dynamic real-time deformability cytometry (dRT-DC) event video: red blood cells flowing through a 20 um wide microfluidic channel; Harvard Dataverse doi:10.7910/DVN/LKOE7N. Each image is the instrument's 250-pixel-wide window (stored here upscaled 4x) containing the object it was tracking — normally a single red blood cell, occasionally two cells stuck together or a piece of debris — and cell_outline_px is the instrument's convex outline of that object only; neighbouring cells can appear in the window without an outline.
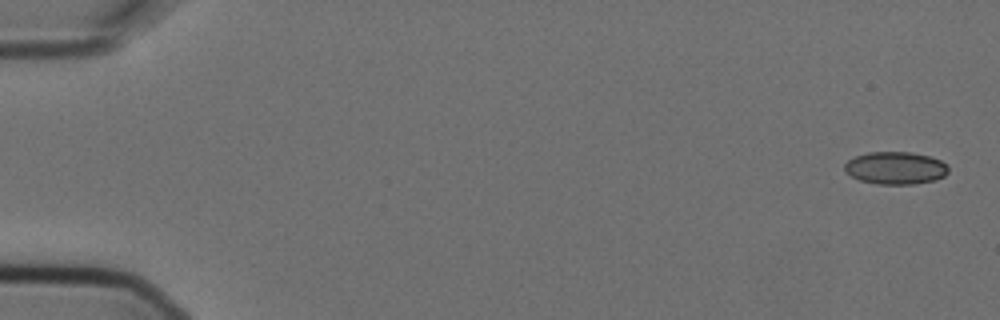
{"species": "Egyptian fruit bat (a non-hibernating species)", "species_latin": "Rousettus aegyptiacus", "temperature_condition": "cold", "stored_images_in_passage": 4, "camera_frame_rate_fps": 3000, "um_per_image_px": 0.085, "animal": {"sex": "female"}, "frame": {"image": 1, "passage_image": 1, "time_ms": 0.0, "image_size_px": [1000, 320], "cell_outline_px": [[948, 172], [944, 176], [936, 180], [916, 184], [876, 184], [860, 180], [844, 172], [844, 164], [848, 160], [856, 156], [868, 152], [912, 152], [928, 156], [940, 160], [948, 168]], "centroid_in_image_um": [76.1, 14.28], "position_along_channel_um": 8.9, "area_um2": 19.71}}
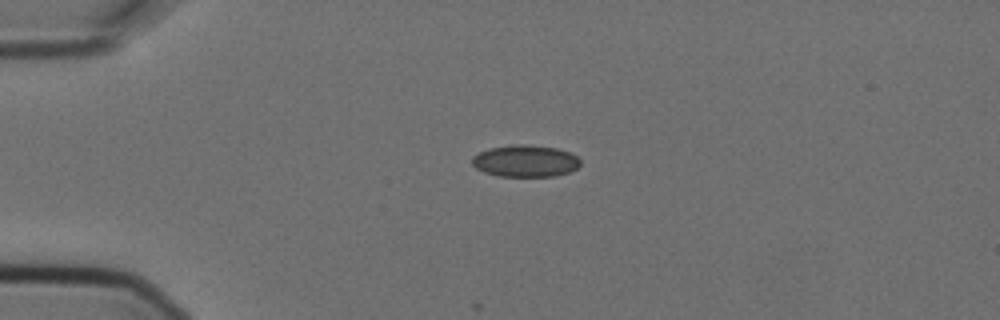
{"frame": {"image": 2, "passage_image": 4, "time_ms": 1.0, "image_size_px": [1000, 320], "cell_outline_px": [[580, 164], [576, 168], [568, 172], [556, 176], [500, 176], [484, 172], [476, 168], [472, 164], [472, 156], [488, 148], [520, 144], [528, 144], [556, 148], [568, 152], [576, 156], [580, 160]], "centroid_in_image_um": [44.64, 13.68], "position_along_channel_um": 40.4, "area_um2": 20.0}}